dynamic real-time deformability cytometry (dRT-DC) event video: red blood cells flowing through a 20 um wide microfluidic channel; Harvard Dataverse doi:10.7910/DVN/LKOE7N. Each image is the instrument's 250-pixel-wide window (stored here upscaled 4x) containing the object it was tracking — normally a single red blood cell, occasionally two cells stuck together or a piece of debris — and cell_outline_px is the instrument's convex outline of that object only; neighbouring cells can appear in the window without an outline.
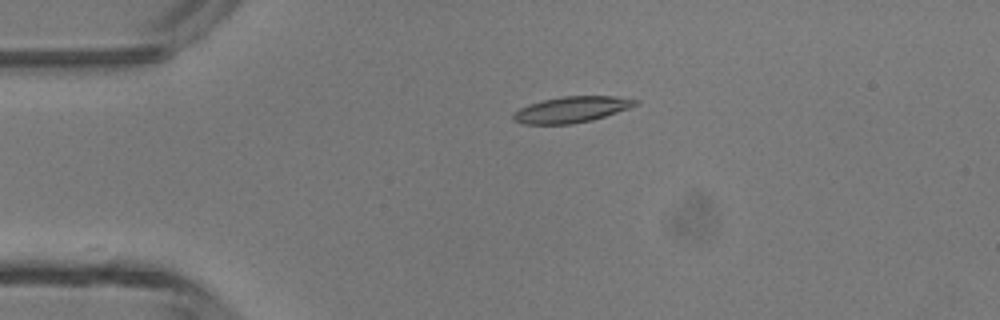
{"species": "common noctule bat (a hibernating species)", "species_latin": "Nyctalus noctula", "temperature_condition": "room temperature", "stored_images_in_passage": 34, "camera_frame_rate_fps": 3000, "um_per_image_px": 0.085, "animal": {"sex": "male", "body_mass_g": 13.3}, "frame": {"image": 1, "passage_image": 1, "time_ms": 0.0, "image_size_px": [1000, 320], "cell_outline_px": [[640, 100], [636, 104], [628, 108], [592, 120], [572, 124], [524, 124], [512, 120], [512, 116], [520, 108], [528, 104], [544, 100], [564, 96], [612, 96]], "centroid_in_image_um": [48.55, 9.31], "position_along_channel_um": 36.5, "area_um2": 18.26}}
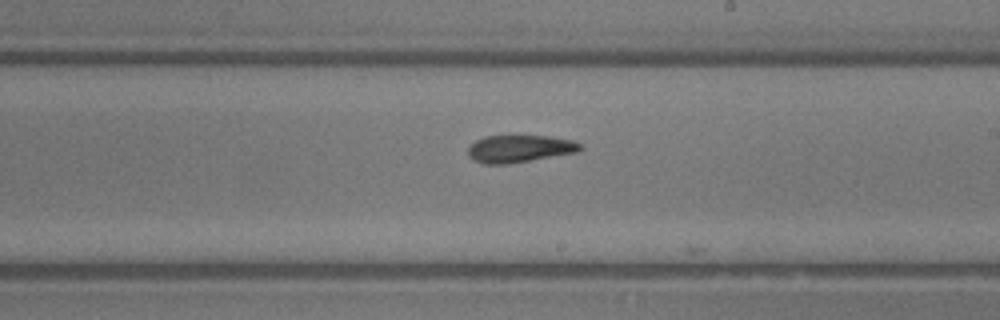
{"frame": {"image": 2, "passage_image": 18, "time_ms": 5.667, "image_size_px": [1000, 320], "cell_outline_px": [[584, 148], [576, 152], [504, 164], [484, 164], [472, 160], [468, 156], [468, 148], [476, 140], [484, 136], [552, 136], [572, 140], [580, 144]], "centroid_in_image_um": [44.13, 12.63], "position_along_channel_um": 244.9, "area_um2": 17.69}}
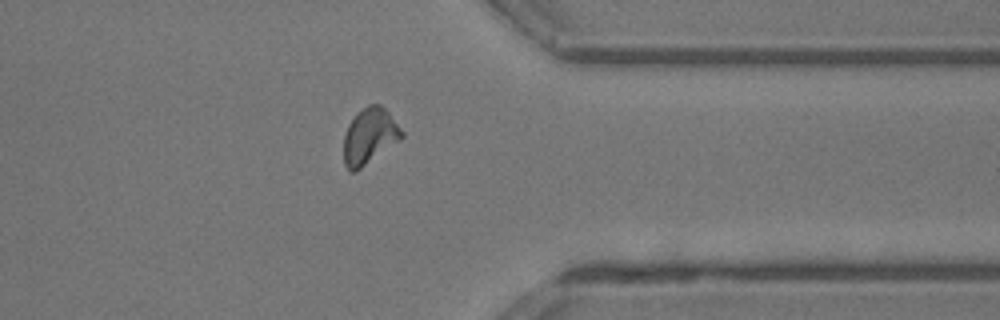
{"frame": {"image": 3, "passage_image": 28, "time_ms": 9.0, "image_size_px": [1000, 320], "cell_outline_px": [[404, 136], [356, 172], [352, 172], [344, 164], [344, 136], [348, 124], [356, 112], [368, 104], [380, 104], [388, 112], [404, 132]], "centroid_in_image_um": [31.39, 11.55], "position_along_channel_um": 380.0, "area_um2": 18.79}, "authors_computed_cell_mechanics": {"area_um2": 18.207, "velocity_mm_per_s": 4.302, "shape_relaxation_time_tau1_ms": 0.7454, "shape_relaxation_time_tau2_ms": 9.8631, "deformation_change_tau1": 0.3644, "deformation_change_tau2": 0.1939}}